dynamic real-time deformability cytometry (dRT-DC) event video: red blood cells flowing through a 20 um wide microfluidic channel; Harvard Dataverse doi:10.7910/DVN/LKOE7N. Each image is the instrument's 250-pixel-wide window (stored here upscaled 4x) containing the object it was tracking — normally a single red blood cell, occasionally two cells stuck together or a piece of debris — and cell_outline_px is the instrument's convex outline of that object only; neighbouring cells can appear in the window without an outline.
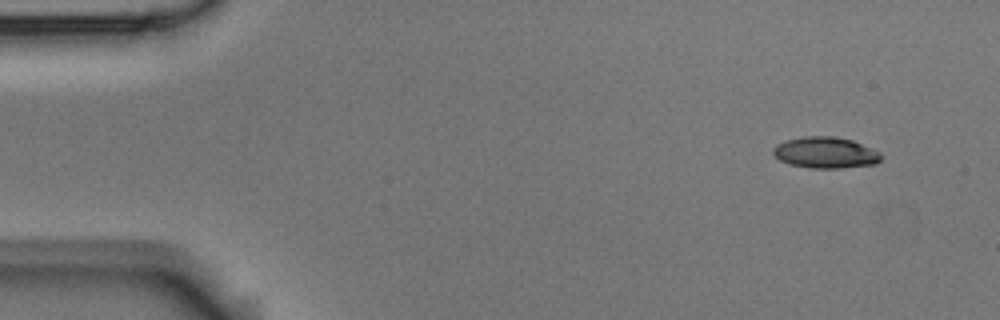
{"species": "Egyptian fruit bat (a non-hibernating species)", "species_latin": "Rousettus aegyptiacus", "temperature_condition": "room temperature", "stored_images_in_passage": 5, "segment_of_instrument_passage": [2, 2], "camera_frame_rate_fps": 3000, "um_per_image_px": 0.085, "animal": {"sex": "male"}, "frame": {"image": 1, "passage_image": 5, "time_ms": 1.333, "image_size_px": [1000, 320], "cell_outline_px": [[884, 156], [876, 164], [840, 168], [812, 168], [792, 164], [780, 160], [772, 152], [772, 148], [776, 144], [788, 140], [804, 136], [832, 136], [852, 140], [880, 152]], "centroid_in_image_um": [70.19, 12.97], "position_along_channel_um": 14.8, "area_um2": 19.54}}